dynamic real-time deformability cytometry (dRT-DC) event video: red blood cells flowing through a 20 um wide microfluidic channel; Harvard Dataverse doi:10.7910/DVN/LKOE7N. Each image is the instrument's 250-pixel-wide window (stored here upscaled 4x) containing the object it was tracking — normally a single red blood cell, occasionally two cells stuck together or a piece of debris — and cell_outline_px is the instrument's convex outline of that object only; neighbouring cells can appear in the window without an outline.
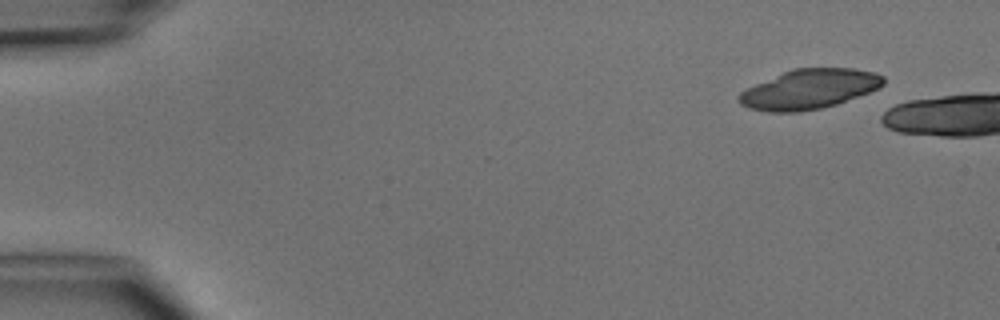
{"species": "common noctule bat (a hibernating species)", "species_latin": "Nyctalus noctula", "temperature_condition": "cold", "stored_images_in_passage": 3, "camera_frame_rate_fps": 3000, "um_per_image_px": 0.085, "animal": {"sex": "male", "body_mass_g": 15.6}, "frame": {"image": 1, "passage_image": 1, "time_ms": 0.0, "image_size_px": [1000, 320], "cell_outline_px": [[884, 84], [880, 88], [836, 104], [820, 108], [796, 112], [768, 112], [748, 108], [740, 104], [736, 100], [736, 96], [740, 92], [756, 84], [792, 68], [852, 68], [876, 72], [884, 76]], "centroid_in_image_um": [68.78, 7.57], "position_along_channel_um": 16.2, "area_um2": 33.41}}